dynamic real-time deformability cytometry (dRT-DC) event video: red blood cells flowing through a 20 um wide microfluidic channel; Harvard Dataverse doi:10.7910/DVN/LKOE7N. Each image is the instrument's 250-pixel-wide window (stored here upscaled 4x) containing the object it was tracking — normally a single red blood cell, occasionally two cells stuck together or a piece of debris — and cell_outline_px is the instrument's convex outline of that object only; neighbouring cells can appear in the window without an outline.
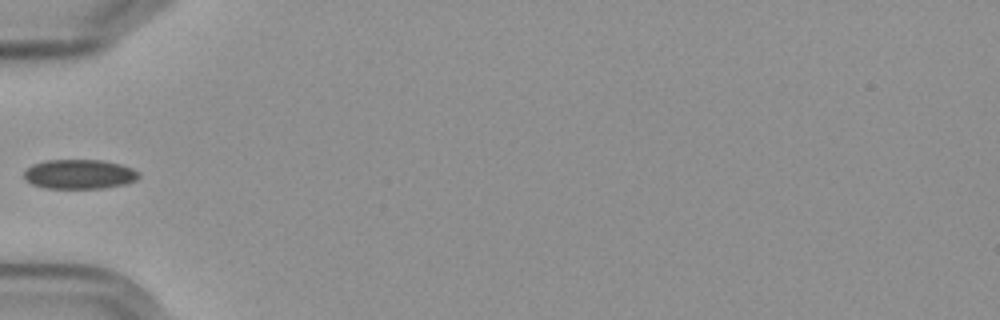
{"species": "Egyptian fruit bat (a non-hibernating species)", "species_latin": "Rousettus aegyptiacus", "temperature_condition": "cold", "stored_images_in_passage": 6, "camera_frame_rate_fps": 3000, "um_per_image_px": 0.085, "frame": {"image": 1, "passage_image": 5, "time_ms": 5.667, "image_size_px": [1000, 320], "cell_outline_px": [[140, 176], [136, 180], [124, 184], [100, 188], [44, 188], [32, 184], [24, 180], [24, 172], [32, 164], [48, 160], [104, 160], [120, 164], [132, 168], [140, 172]], "centroid_in_image_um": [6.74, 14.8], "position_along_channel_um": 78.3, "area_um2": 19.77}}
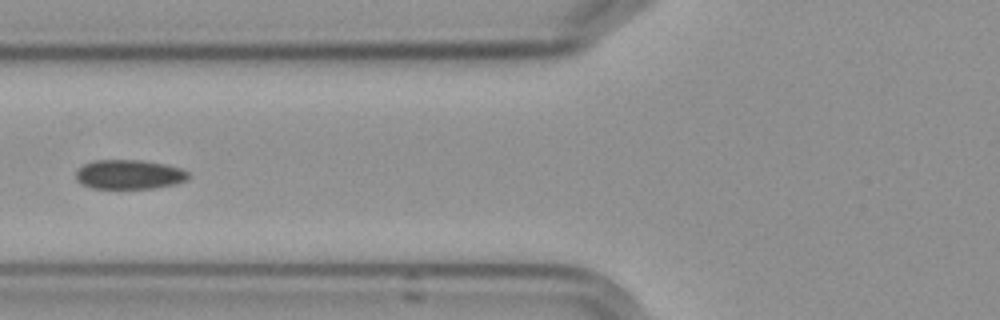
{"frame": {"image": 2, "passage_image": 6, "time_ms": 6.667, "image_size_px": [1000, 320], "cell_outline_px": [[188, 176], [184, 180], [172, 184], [156, 188], [92, 188], [76, 180], [76, 172], [84, 164], [96, 160], [140, 160], [164, 164], [180, 168], [188, 172]], "centroid_in_image_um": [10.95, 14.82], "position_along_channel_um": 114.8, "area_um2": 18.9}}